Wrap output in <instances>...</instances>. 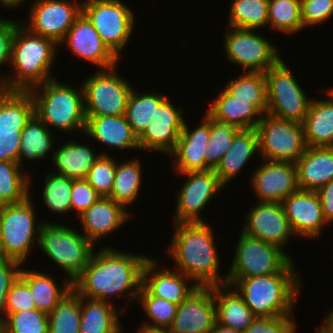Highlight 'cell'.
<instances>
[{"mask_svg": "<svg viewBox=\"0 0 333 333\" xmlns=\"http://www.w3.org/2000/svg\"><path fill=\"white\" fill-rule=\"evenodd\" d=\"M325 319L317 333H333V310L328 313Z\"/></svg>", "mask_w": 333, "mask_h": 333, "instance_id": "56", "label": "cell"}, {"mask_svg": "<svg viewBox=\"0 0 333 333\" xmlns=\"http://www.w3.org/2000/svg\"><path fill=\"white\" fill-rule=\"evenodd\" d=\"M212 227L207 222L176 223L169 248L177 270L198 287L226 285L227 275L219 274L220 259Z\"/></svg>", "mask_w": 333, "mask_h": 333, "instance_id": "2", "label": "cell"}, {"mask_svg": "<svg viewBox=\"0 0 333 333\" xmlns=\"http://www.w3.org/2000/svg\"><path fill=\"white\" fill-rule=\"evenodd\" d=\"M19 276L28 284L33 299L35 301L36 309L49 314L69 293L72 288V282L66 278L64 285L61 287L57 286V282L51 276V274H46L37 270H25L20 269Z\"/></svg>", "mask_w": 333, "mask_h": 333, "instance_id": "33", "label": "cell"}, {"mask_svg": "<svg viewBox=\"0 0 333 333\" xmlns=\"http://www.w3.org/2000/svg\"><path fill=\"white\" fill-rule=\"evenodd\" d=\"M100 196L86 179H73L71 190V210H76L79 216L91 205L97 202Z\"/></svg>", "mask_w": 333, "mask_h": 333, "instance_id": "51", "label": "cell"}, {"mask_svg": "<svg viewBox=\"0 0 333 333\" xmlns=\"http://www.w3.org/2000/svg\"><path fill=\"white\" fill-rule=\"evenodd\" d=\"M242 233L258 238L282 250L295 236L282 203L258 202L247 213ZM293 235V236H291Z\"/></svg>", "mask_w": 333, "mask_h": 333, "instance_id": "16", "label": "cell"}, {"mask_svg": "<svg viewBox=\"0 0 333 333\" xmlns=\"http://www.w3.org/2000/svg\"><path fill=\"white\" fill-rule=\"evenodd\" d=\"M216 323L213 286L198 287L177 307L170 333H209Z\"/></svg>", "mask_w": 333, "mask_h": 333, "instance_id": "19", "label": "cell"}, {"mask_svg": "<svg viewBox=\"0 0 333 333\" xmlns=\"http://www.w3.org/2000/svg\"><path fill=\"white\" fill-rule=\"evenodd\" d=\"M327 99L313 98L305 116L303 128L308 147H333V99Z\"/></svg>", "mask_w": 333, "mask_h": 333, "instance_id": "30", "label": "cell"}, {"mask_svg": "<svg viewBox=\"0 0 333 333\" xmlns=\"http://www.w3.org/2000/svg\"><path fill=\"white\" fill-rule=\"evenodd\" d=\"M216 323L244 332L257 317L244 303L236 289L229 285L213 286Z\"/></svg>", "mask_w": 333, "mask_h": 333, "instance_id": "28", "label": "cell"}, {"mask_svg": "<svg viewBox=\"0 0 333 333\" xmlns=\"http://www.w3.org/2000/svg\"><path fill=\"white\" fill-rule=\"evenodd\" d=\"M27 22L22 24L31 32L54 40L58 45L76 19L82 14V3L68 0L34 1Z\"/></svg>", "mask_w": 333, "mask_h": 333, "instance_id": "15", "label": "cell"}, {"mask_svg": "<svg viewBox=\"0 0 333 333\" xmlns=\"http://www.w3.org/2000/svg\"><path fill=\"white\" fill-rule=\"evenodd\" d=\"M255 30L229 27L225 33L224 48L228 61L243 68L244 72H266L280 59L278 47Z\"/></svg>", "mask_w": 333, "mask_h": 333, "instance_id": "13", "label": "cell"}, {"mask_svg": "<svg viewBox=\"0 0 333 333\" xmlns=\"http://www.w3.org/2000/svg\"><path fill=\"white\" fill-rule=\"evenodd\" d=\"M0 333H48V314L37 309L9 313L0 321Z\"/></svg>", "mask_w": 333, "mask_h": 333, "instance_id": "46", "label": "cell"}, {"mask_svg": "<svg viewBox=\"0 0 333 333\" xmlns=\"http://www.w3.org/2000/svg\"><path fill=\"white\" fill-rule=\"evenodd\" d=\"M256 130L262 159L295 163L307 148L303 124L264 114Z\"/></svg>", "mask_w": 333, "mask_h": 333, "instance_id": "12", "label": "cell"}, {"mask_svg": "<svg viewBox=\"0 0 333 333\" xmlns=\"http://www.w3.org/2000/svg\"><path fill=\"white\" fill-rule=\"evenodd\" d=\"M149 259L115 248L103 247L93 253L83 272L72 282V288L88 299L111 303V295L132 296L137 301L142 287V270ZM125 293V294H124Z\"/></svg>", "mask_w": 333, "mask_h": 333, "instance_id": "1", "label": "cell"}, {"mask_svg": "<svg viewBox=\"0 0 333 333\" xmlns=\"http://www.w3.org/2000/svg\"><path fill=\"white\" fill-rule=\"evenodd\" d=\"M167 98L153 115V120L138 136L140 150H152L170 154L178 141L185 119L183 109L175 107Z\"/></svg>", "mask_w": 333, "mask_h": 333, "instance_id": "18", "label": "cell"}, {"mask_svg": "<svg viewBox=\"0 0 333 333\" xmlns=\"http://www.w3.org/2000/svg\"><path fill=\"white\" fill-rule=\"evenodd\" d=\"M238 79H230L224 88L236 100L252 101L263 114L268 113L266 79L264 72L245 71Z\"/></svg>", "mask_w": 333, "mask_h": 333, "instance_id": "38", "label": "cell"}, {"mask_svg": "<svg viewBox=\"0 0 333 333\" xmlns=\"http://www.w3.org/2000/svg\"><path fill=\"white\" fill-rule=\"evenodd\" d=\"M293 260L279 273L238 279L232 287L257 316L293 315L302 281Z\"/></svg>", "mask_w": 333, "mask_h": 333, "instance_id": "4", "label": "cell"}, {"mask_svg": "<svg viewBox=\"0 0 333 333\" xmlns=\"http://www.w3.org/2000/svg\"><path fill=\"white\" fill-rule=\"evenodd\" d=\"M138 300L150 322L141 324L142 327L152 329H169L173 324L177 311V304L165 299L152 296L143 286L138 294Z\"/></svg>", "mask_w": 333, "mask_h": 333, "instance_id": "43", "label": "cell"}, {"mask_svg": "<svg viewBox=\"0 0 333 333\" xmlns=\"http://www.w3.org/2000/svg\"><path fill=\"white\" fill-rule=\"evenodd\" d=\"M179 174L186 176L187 180L177 194L174 224L205 222L199 216L201 211L225 186L214 170Z\"/></svg>", "mask_w": 333, "mask_h": 333, "instance_id": "14", "label": "cell"}, {"mask_svg": "<svg viewBox=\"0 0 333 333\" xmlns=\"http://www.w3.org/2000/svg\"><path fill=\"white\" fill-rule=\"evenodd\" d=\"M21 264L13 259H0V321L6 304V297L13 281L19 276Z\"/></svg>", "mask_w": 333, "mask_h": 333, "instance_id": "52", "label": "cell"}, {"mask_svg": "<svg viewBox=\"0 0 333 333\" xmlns=\"http://www.w3.org/2000/svg\"><path fill=\"white\" fill-rule=\"evenodd\" d=\"M262 161L263 164L258 166L250 181L258 201L281 203L299 189L295 163L265 159Z\"/></svg>", "mask_w": 333, "mask_h": 333, "instance_id": "17", "label": "cell"}, {"mask_svg": "<svg viewBox=\"0 0 333 333\" xmlns=\"http://www.w3.org/2000/svg\"><path fill=\"white\" fill-rule=\"evenodd\" d=\"M257 153H259V140L256 128L239 130L232 145L214 170L220 182L226 186Z\"/></svg>", "mask_w": 333, "mask_h": 333, "instance_id": "29", "label": "cell"}, {"mask_svg": "<svg viewBox=\"0 0 333 333\" xmlns=\"http://www.w3.org/2000/svg\"><path fill=\"white\" fill-rule=\"evenodd\" d=\"M316 192L321 201L324 218L329 224L333 222V180L320 187Z\"/></svg>", "mask_w": 333, "mask_h": 333, "instance_id": "55", "label": "cell"}, {"mask_svg": "<svg viewBox=\"0 0 333 333\" xmlns=\"http://www.w3.org/2000/svg\"><path fill=\"white\" fill-rule=\"evenodd\" d=\"M80 303V333H122L115 305L81 296Z\"/></svg>", "mask_w": 333, "mask_h": 333, "instance_id": "34", "label": "cell"}, {"mask_svg": "<svg viewBox=\"0 0 333 333\" xmlns=\"http://www.w3.org/2000/svg\"><path fill=\"white\" fill-rule=\"evenodd\" d=\"M168 97L154 92L138 93L134 88L129 95L126 107V119L133 132L139 136L146 126L153 120L156 109Z\"/></svg>", "mask_w": 333, "mask_h": 333, "instance_id": "39", "label": "cell"}, {"mask_svg": "<svg viewBox=\"0 0 333 333\" xmlns=\"http://www.w3.org/2000/svg\"><path fill=\"white\" fill-rule=\"evenodd\" d=\"M80 295L72 289L48 314V333H80Z\"/></svg>", "mask_w": 333, "mask_h": 333, "instance_id": "41", "label": "cell"}, {"mask_svg": "<svg viewBox=\"0 0 333 333\" xmlns=\"http://www.w3.org/2000/svg\"><path fill=\"white\" fill-rule=\"evenodd\" d=\"M326 90V91H325ZM324 91H322V92H324L325 94H327L328 96H330V98H332L333 99V87L330 89V88H328V89H325Z\"/></svg>", "mask_w": 333, "mask_h": 333, "instance_id": "60", "label": "cell"}, {"mask_svg": "<svg viewBox=\"0 0 333 333\" xmlns=\"http://www.w3.org/2000/svg\"><path fill=\"white\" fill-rule=\"evenodd\" d=\"M26 0H0V4L3 5V7L7 8H16V6H20L21 4H24Z\"/></svg>", "mask_w": 333, "mask_h": 333, "instance_id": "58", "label": "cell"}, {"mask_svg": "<svg viewBox=\"0 0 333 333\" xmlns=\"http://www.w3.org/2000/svg\"><path fill=\"white\" fill-rule=\"evenodd\" d=\"M35 309V301L28 284L18 276L9 288L3 318L9 313Z\"/></svg>", "mask_w": 333, "mask_h": 333, "instance_id": "48", "label": "cell"}, {"mask_svg": "<svg viewBox=\"0 0 333 333\" xmlns=\"http://www.w3.org/2000/svg\"><path fill=\"white\" fill-rule=\"evenodd\" d=\"M66 43L72 54L88 63L109 69L117 66L119 59L103 43L94 26L82 13L69 29L60 44Z\"/></svg>", "mask_w": 333, "mask_h": 333, "instance_id": "21", "label": "cell"}, {"mask_svg": "<svg viewBox=\"0 0 333 333\" xmlns=\"http://www.w3.org/2000/svg\"><path fill=\"white\" fill-rule=\"evenodd\" d=\"M21 23L0 18V67L11 62L14 36Z\"/></svg>", "mask_w": 333, "mask_h": 333, "instance_id": "53", "label": "cell"}, {"mask_svg": "<svg viewBox=\"0 0 333 333\" xmlns=\"http://www.w3.org/2000/svg\"><path fill=\"white\" fill-rule=\"evenodd\" d=\"M269 0H232L228 26L245 30H259L268 25Z\"/></svg>", "mask_w": 333, "mask_h": 333, "instance_id": "40", "label": "cell"}, {"mask_svg": "<svg viewBox=\"0 0 333 333\" xmlns=\"http://www.w3.org/2000/svg\"><path fill=\"white\" fill-rule=\"evenodd\" d=\"M137 333H170L169 329H152L148 327H138Z\"/></svg>", "mask_w": 333, "mask_h": 333, "instance_id": "59", "label": "cell"}, {"mask_svg": "<svg viewBox=\"0 0 333 333\" xmlns=\"http://www.w3.org/2000/svg\"><path fill=\"white\" fill-rule=\"evenodd\" d=\"M239 237L234 259L227 273L226 284L229 286L238 279L279 273L292 261L278 246L242 232Z\"/></svg>", "mask_w": 333, "mask_h": 333, "instance_id": "8", "label": "cell"}, {"mask_svg": "<svg viewBox=\"0 0 333 333\" xmlns=\"http://www.w3.org/2000/svg\"><path fill=\"white\" fill-rule=\"evenodd\" d=\"M203 117V122L193 130L184 122L176 146L169 154L175 159L173 166L177 173L206 171L204 150L210 136V116L205 112Z\"/></svg>", "mask_w": 333, "mask_h": 333, "instance_id": "23", "label": "cell"}, {"mask_svg": "<svg viewBox=\"0 0 333 333\" xmlns=\"http://www.w3.org/2000/svg\"><path fill=\"white\" fill-rule=\"evenodd\" d=\"M268 26L286 35H293L304 29L301 0H269Z\"/></svg>", "mask_w": 333, "mask_h": 333, "instance_id": "42", "label": "cell"}, {"mask_svg": "<svg viewBox=\"0 0 333 333\" xmlns=\"http://www.w3.org/2000/svg\"><path fill=\"white\" fill-rule=\"evenodd\" d=\"M82 233L94 246L103 236L114 232L129 221L130 213L121 204L101 197L79 216Z\"/></svg>", "mask_w": 333, "mask_h": 333, "instance_id": "24", "label": "cell"}, {"mask_svg": "<svg viewBox=\"0 0 333 333\" xmlns=\"http://www.w3.org/2000/svg\"><path fill=\"white\" fill-rule=\"evenodd\" d=\"M32 196L17 204L0 205L2 258L26 263L31 247L38 245L43 221L37 223ZM37 223V224H36ZM37 240V241H36Z\"/></svg>", "mask_w": 333, "mask_h": 333, "instance_id": "7", "label": "cell"}, {"mask_svg": "<svg viewBox=\"0 0 333 333\" xmlns=\"http://www.w3.org/2000/svg\"><path fill=\"white\" fill-rule=\"evenodd\" d=\"M116 66L99 69L82 83L86 116L125 115L133 86L116 74Z\"/></svg>", "mask_w": 333, "mask_h": 333, "instance_id": "11", "label": "cell"}, {"mask_svg": "<svg viewBox=\"0 0 333 333\" xmlns=\"http://www.w3.org/2000/svg\"><path fill=\"white\" fill-rule=\"evenodd\" d=\"M157 265L156 259L149 257L142 270V286L152 296L179 305L198 288L182 272L166 267H163V270L161 268L160 271L159 268L157 269Z\"/></svg>", "mask_w": 333, "mask_h": 333, "instance_id": "22", "label": "cell"}, {"mask_svg": "<svg viewBox=\"0 0 333 333\" xmlns=\"http://www.w3.org/2000/svg\"><path fill=\"white\" fill-rule=\"evenodd\" d=\"M21 132L0 133V161L18 163Z\"/></svg>", "mask_w": 333, "mask_h": 333, "instance_id": "54", "label": "cell"}, {"mask_svg": "<svg viewBox=\"0 0 333 333\" xmlns=\"http://www.w3.org/2000/svg\"><path fill=\"white\" fill-rule=\"evenodd\" d=\"M293 315L256 317L243 333H295Z\"/></svg>", "mask_w": 333, "mask_h": 333, "instance_id": "49", "label": "cell"}, {"mask_svg": "<svg viewBox=\"0 0 333 333\" xmlns=\"http://www.w3.org/2000/svg\"><path fill=\"white\" fill-rule=\"evenodd\" d=\"M95 151L87 144L76 143L74 140L64 142L51 155L52 164L56 167L55 173L72 179H86L89 170L101 155L94 153Z\"/></svg>", "mask_w": 333, "mask_h": 333, "instance_id": "31", "label": "cell"}, {"mask_svg": "<svg viewBox=\"0 0 333 333\" xmlns=\"http://www.w3.org/2000/svg\"><path fill=\"white\" fill-rule=\"evenodd\" d=\"M281 203L295 236L314 239L328 225L316 191L298 189Z\"/></svg>", "mask_w": 333, "mask_h": 333, "instance_id": "20", "label": "cell"}, {"mask_svg": "<svg viewBox=\"0 0 333 333\" xmlns=\"http://www.w3.org/2000/svg\"><path fill=\"white\" fill-rule=\"evenodd\" d=\"M34 113V100L29 91L0 88V133L21 132Z\"/></svg>", "mask_w": 333, "mask_h": 333, "instance_id": "32", "label": "cell"}, {"mask_svg": "<svg viewBox=\"0 0 333 333\" xmlns=\"http://www.w3.org/2000/svg\"><path fill=\"white\" fill-rule=\"evenodd\" d=\"M103 151L89 170L86 180L102 197H108L115 179L117 161Z\"/></svg>", "mask_w": 333, "mask_h": 333, "instance_id": "47", "label": "cell"}, {"mask_svg": "<svg viewBox=\"0 0 333 333\" xmlns=\"http://www.w3.org/2000/svg\"><path fill=\"white\" fill-rule=\"evenodd\" d=\"M209 333H243L239 330H235L229 327H223L217 323L213 326V329Z\"/></svg>", "mask_w": 333, "mask_h": 333, "instance_id": "57", "label": "cell"}, {"mask_svg": "<svg viewBox=\"0 0 333 333\" xmlns=\"http://www.w3.org/2000/svg\"><path fill=\"white\" fill-rule=\"evenodd\" d=\"M18 163L0 161V205L25 201L31 192V176Z\"/></svg>", "mask_w": 333, "mask_h": 333, "instance_id": "37", "label": "cell"}, {"mask_svg": "<svg viewBox=\"0 0 333 333\" xmlns=\"http://www.w3.org/2000/svg\"><path fill=\"white\" fill-rule=\"evenodd\" d=\"M0 259H2V249H1V245H0Z\"/></svg>", "mask_w": 333, "mask_h": 333, "instance_id": "61", "label": "cell"}, {"mask_svg": "<svg viewBox=\"0 0 333 333\" xmlns=\"http://www.w3.org/2000/svg\"><path fill=\"white\" fill-rule=\"evenodd\" d=\"M84 134L109 148L140 149L138 136L127 122L126 116H86Z\"/></svg>", "mask_w": 333, "mask_h": 333, "instance_id": "25", "label": "cell"}, {"mask_svg": "<svg viewBox=\"0 0 333 333\" xmlns=\"http://www.w3.org/2000/svg\"><path fill=\"white\" fill-rule=\"evenodd\" d=\"M333 15V0H301L304 28L325 23Z\"/></svg>", "mask_w": 333, "mask_h": 333, "instance_id": "50", "label": "cell"}, {"mask_svg": "<svg viewBox=\"0 0 333 333\" xmlns=\"http://www.w3.org/2000/svg\"><path fill=\"white\" fill-rule=\"evenodd\" d=\"M238 131L236 127L215 121L210 117V136L204 150L206 171L216 169Z\"/></svg>", "mask_w": 333, "mask_h": 333, "instance_id": "45", "label": "cell"}, {"mask_svg": "<svg viewBox=\"0 0 333 333\" xmlns=\"http://www.w3.org/2000/svg\"><path fill=\"white\" fill-rule=\"evenodd\" d=\"M29 92L34 100L35 114L48 129L50 126L62 132L84 133L86 113L82 85L75 89L53 78Z\"/></svg>", "mask_w": 333, "mask_h": 333, "instance_id": "5", "label": "cell"}, {"mask_svg": "<svg viewBox=\"0 0 333 333\" xmlns=\"http://www.w3.org/2000/svg\"><path fill=\"white\" fill-rule=\"evenodd\" d=\"M217 98L211 100L207 114L215 121L236 127L239 130L256 128L263 113L252 104V101L236 100L223 89Z\"/></svg>", "mask_w": 333, "mask_h": 333, "instance_id": "27", "label": "cell"}, {"mask_svg": "<svg viewBox=\"0 0 333 333\" xmlns=\"http://www.w3.org/2000/svg\"><path fill=\"white\" fill-rule=\"evenodd\" d=\"M42 192L43 202L51 213H67L71 211V190L73 179L57 173L45 175Z\"/></svg>", "mask_w": 333, "mask_h": 333, "instance_id": "44", "label": "cell"}, {"mask_svg": "<svg viewBox=\"0 0 333 333\" xmlns=\"http://www.w3.org/2000/svg\"><path fill=\"white\" fill-rule=\"evenodd\" d=\"M56 46L59 45L54 40L31 32L21 23L12 46L10 63L14 72L0 76V88L29 91L55 78L51 77L50 71L55 61Z\"/></svg>", "mask_w": 333, "mask_h": 333, "instance_id": "3", "label": "cell"}, {"mask_svg": "<svg viewBox=\"0 0 333 333\" xmlns=\"http://www.w3.org/2000/svg\"><path fill=\"white\" fill-rule=\"evenodd\" d=\"M141 162L136 159H130L127 162L118 163L116 165L115 179L113 187L108 198L114 202L121 204L125 209L133 204L139 196L142 183Z\"/></svg>", "mask_w": 333, "mask_h": 333, "instance_id": "36", "label": "cell"}, {"mask_svg": "<svg viewBox=\"0 0 333 333\" xmlns=\"http://www.w3.org/2000/svg\"><path fill=\"white\" fill-rule=\"evenodd\" d=\"M38 247L65 271L71 282L83 272L95 251V246L82 233L50 221L41 226Z\"/></svg>", "mask_w": 333, "mask_h": 333, "instance_id": "6", "label": "cell"}, {"mask_svg": "<svg viewBox=\"0 0 333 333\" xmlns=\"http://www.w3.org/2000/svg\"><path fill=\"white\" fill-rule=\"evenodd\" d=\"M82 13L119 59L135 27L133 10L120 0H82Z\"/></svg>", "mask_w": 333, "mask_h": 333, "instance_id": "9", "label": "cell"}, {"mask_svg": "<svg viewBox=\"0 0 333 333\" xmlns=\"http://www.w3.org/2000/svg\"><path fill=\"white\" fill-rule=\"evenodd\" d=\"M54 139L51 130L34 113L21 131L18 164L22 167L23 159L34 161L45 158L47 153L54 151Z\"/></svg>", "mask_w": 333, "mask_h": 333, "instance_id": "35", "label": "cell"}, {"mask_svg": "<svg viewBox=\"0 0 333 333\" xmlns=\"http://www.w3.org/2000/svg\"><path fill=\"white\" fill-rule=\"evenodd\" d=\"M300 190L317 191L333 180V147H308L295 162Z\"/></svg>", "mask_w": 333, "mask_h": 333, "instance_id": "26", "label": "cell"}, {"mask_svg": "<svg viewBox=\"0 0 333 333\" xmlns=\"http://www.w3.org/2000/svg\"><path fill=\"white\" fill-rule=\"evenodd\" d=\"M290 68L280 59L265 73L268 113L279 119L303 124L313 98L299 86Z\"/></svg>", "mask_w": 333, "mask_h": 333, "instance_id": "10", "label": "cell"}]
</instances>
